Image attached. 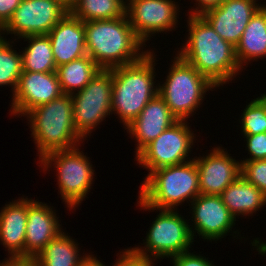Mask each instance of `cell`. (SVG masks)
<instances>
[{"instance_id":"32","label":"cell","mask_w":266,"mask_h":266,"mask_svg":"<svg viewBox=\"0 0 266 266\" xmlns=\"http://www.w3.org/2000/svg\"><path fill=\"white\" fill-rule=\"evenodd\" d=\"M170 262L173 266H216L205 256L189 251L171 257Z\"/></svg>"},{"instance_id":"9","label":"cell","mask_w":266,"mask_h":266,"mask_svg":"<svg viewBox=\"0 0 266 266\" xmlns=\"http://www.w3.org/2000/svg\"><path fill=\"white\" fill-rule=\"evenodd\" d=\"M111 102V69H101L82 90L72 94L73 124L83 139L87 140L97 126L112 115Z\"/></svg>"},{"instance_id":"4","label":"cell","mask_w":266,"mask_h":266,"mask_svg":"<svg viewBox=\"0 0 266 266\" xmlns=\"http://www.w3.org/2000/svg\"><path fill=\"white\" fill-rule=\"evenodd\" d=\"M145 177L137 200L142 210H177L184 201L191 203L200 194L199 173L194 159L154 170Z\"/></svg>"},{"instance_id":"11","label":"cell","mask_w":266,"mask_h":266,"mask_svg":"<svg viewBox=\"0 0 266 266\" xmlns=\"http://www.w3.org/2000/svg\"><path fill=\"white\" fill-rule=\"evenodd\" d=\"M68 12L61 0H22L0 35H47Z\"/></svg>"},{"instance_id":"2","label":"cell","mask_w":266,"mask_h":266,"mask_svg":"<svg viewBox=\"0 0 266 266\" xmlns=\"http://www.w3.org/2000/svg\"><path fill=\"white\" fill-rule=\"evenodd\" d=\"M86 52L104 70L140 60L145 45L135 34L128 17L85 21ZM142 50V51H141Z\"/></svg>"},{"instance_id":"30","label":"cell","mask_w":266,"mask_h":266,"mask_svg":"<svg viewBox=\"0 0 266 266\" xmlns=\"http://www.w3.org/2000/svg\"><path fill=\"white\" fill-rule=\"evenodd\" d=\"M246 141V149L249 158L240 161H252L266 159V132L255 135H243ZM251 156V157H250Z\"/></svg>"},{"instance_id":"5","label":"cell","mask_w":266,"mask_h":266,"mask_svg":"<svg viewBox=\"0 0 266 266\" xmlns=\"http://www.w3.org/2000/svg\"><path fill=\"white\" fill-rule=\"evenodd\" d=\"M24 116L29 121L31 137L38 150L39 159L50 152L81 146L84 142L73 124L70 94H62L49 103L33 108Z\"/></svg>"},{"instance_id":"14","label":"cell","mask_w":266,"mask_h":266,"mask_svg":"<svg viewBox=\"0 0 266 266\" xmlns=\"http://www.w3.org/2000/svg\"><path fill=\"white\" fill-rule=\"evenodd\" d=\"M63 94L56 72L22 71L16 90L12 94L11 108L14 116L24 115L39 105L49 103Z\"/></svg>"},{"instance_id":"28","label":"cell","mask_w":266,"mask_h":266,"mask_svg":"<svg viewBox=\"0 0 266 266\" xmlns=\"http://www.w3.org/2000/svg\"><path fill=\"white\" fill-rule=\"evenodd\" d=\"M239 120L243 135L266 132V93L246 105Z\"/></svg>"},{"instance_id":"22","label":"cell","mask_w":266,"mask_h":266,"mask_svg":"<svg viewBox=\"0 0 266 266\" xmlns=\"http://www.w3.org/2000/svg\"><path fill=\"white\" fill-rule=\"evenodd\" d=\"M220 196L235 219L241 215L253 216L266 205V195L241 175Z\"/></svg>"},{"instance_id":"29","label":"cell","mask_w":266,"mask_h":266,"mask_svg":"<svg viewBox=\"0 0 266 266\" xmlns=\"http://www.w3.org/2000/svg\"><path fill=\"white\" fill-rule=\"evenodd\" d=\"M240 162L241 176L266 195V159Z\"/></svg>"},{"instance_id":"10","label":"cell","mask_w":266,"mask_h":266,"mask_svg":"<svg viewBox=\"0 0 266 266\" xmlns=\"http://www.w3.org/2000/svg\"><path fill=\"white\" fill-rule=\"evenodd\" d=\"M188 124L187 120H178L146 145L135 156L139 167L141 165L151 173L163 167L193 160L194 158L189 157V153L196 142V135Z\"/></svg>"},{"instance_id":"25","label":"cell","mask_w":266,"mask_h":266,"mask_svg":"<svg viewBox=\"0 0 266 266\" xmlns=\"http://www.w3.org/2000/svg\"><path fill=\"white\" fill-rule=\"evenodd\" d=\"M101 70L94 60L86 55L56 68L63 94H74L82 90Z\"/></svg>"},{"instance_id":"24","label":"cell","mask_w":266,"mask_h":266,"mask_svg":"<svg viewBox=\"0 0 266 266\" xmlns=\"http://www.w3.org/2000/svg\"><path fill=\"white\" fill-rule=\"evenodd\" d=\"M28 41L27 47L21 52L22 71L26 72H56L52 46L48 35H29L20 39Z\"/></svg>"},{"instance_id":"23","label":"cell","mask_w":266,"mask_h":266,"mask_svg":"<svg viewBox=\"0 0 266 266\" xmlns=\"http://www.w3.org/2000/svg\"><path fill=\"white\" fill-rule=\"evenodd\" d=\"M78 245L62 231L31 262L34 266H80L87 254L83 252L82 256Z\"/></svg>"},{"instance_id":"3","label":"cell","mask_w":266,"mask_h":266,"mask_svg":"<svg viewBox=\"0 0 266 266\" xmlns=\"http://www.w3.org/2000/svg\"><path fill=\"white\" fill-rule=\"evenodd\" d=\"M155 56V52L149 49L140 60L111 69L112 114L118 115L124 128L158 95Z\"/></svg>"},{"instance_id":"37","label":"cell","mask_w":266,"mask_h":266,"mask_svg":"<svg viewBox=\"0 0 266 266\" xmlns=\"http://www.w3.org/2000/svg\"><path fill=\"white\" fill-rule=\"evenodd\" d=\"M64 6L70 10L79 0H61Z\"/></svg>"},{"instance_id":"16","label":"cell","mask_w":266,"mask_h":266,"mask_svg":"<svg viewBox=\"0 0 266 266\" xmlns=\"http://www.w3.org/2000/svg\"><path fill=\"white\" fill-rule=\"evenodd\" d=\"M230 155L227 149L218 146L213 147L206 156L194 157L200 194L220 195L241 175V162Z\"/></svg>"},{"instance_id":"13","label":"cell","mask_w":266,"mask_h":266,"mask_svg":"<svg viewBox=\"0 0 266 266\" xmlns=\"http://www.w3.org/2000/svg\"><path fill=\"white\" fill-rule=\"evenodd\" d=\"M189 206L192 208L191 223L194 222L189 225L193 240L194 236L199 235V238L201 236L203 240L212 242L232 233L236 219L224 205L220 195L199 194Z\"/></svg>"},{"instance_id":"34","label":"cell","mask_w":266,"mask_h":266,"mask_svg":"<svg viewBox=\"0 0 266 266\" xmlns=\"http://www.w3.org/2000/svg\"><path fill=\"white\" fill-rule=\"evenodd\" d=\"M196 8L190 9L191 11L188 12V15H201L204 11L208 10L209 8L218 6L224 0H194Z\"/></svg>"},{"instance_id":"18","label":"cell","mask_w":266,"mask_h":266,"mask_svg":"<svg viewBox=\"0 0 266 266\" xmlns=\"http://www.w3.org/2000/svg\"><path fill=\"white\" fill-rule=\"evenodd\" d=\"M177 121V117L159 94L151 99L139 116L125 127L130 138L137 142L134 155Z\"/></svg>"},{"instance_id":"20","label":"cell","mask_w":266,"mask_h":266,"mask_svg":"<svg viewBox=\"0 0 266 266\" xmlns=\"http://www.w3.org/2000/svg\"><path fill=\"white\" fill-rule=\"evenodd\" d=\"M10 201L0 210V242L8 258H24L28 198Z\"/></svg>"},{"instance_id":"31","label":"cell","mask_w":266,"mask_h":266,"mask_svg":"<svg viewBox=\"0 0 266 266\" xmlns=\"http://www.w3.org/2000/svg\"><path fill=\"white\" fill-rule=\"evenodd\" d=\"M124 249L118 253L114 266H154L153 259L137 255L132 249ZM122 253V254H121Z\"/></svg>"},{"instance_id":"21","label":"cell","mask_w":266,"mask_h":266,"mask_svg":"<svg viewBox=\"0 0 266 266\" xmlns=\"http://www.w3.org/2000/svg\"><path fill=\"white\" fill-rule=\"evenodd\" d=\"M235 55L241 69L250 61L266 58V5H262L247 24Z\"/></svg>"},{"instance_id":"33","label":"cell","mask_w":266,"mask_h":266,"mask_svg":"<svg viewBox=\"0 0 266 266\" xmlns=\"http://www.w3.org/2000/svg\"><path fill=\"white\" fill-rule=\"evenodd\" d=\"M22 0H0V30L11 19L15 9Z\"/></svg>"},{"instance_id":"6","label":"cell","mask_w":266,"mask_h":266,"mask_svg":"<svg viewBox=\"0 0 266 266\" xmlns=\"http://www.w3.org/2000/svg\"><path fill=\"white\" fill-rule=\"evenodd\" d=\"M171 63L165 82L158 84V94L178 120H187L200 109L206 92L217 87L177 54Z\"/></svg>"},{"instance_id":"36","label":"cell","mask_w":266,"mask_h":266,"mask_svg":"<svg viewBox=\"0 0 266 266\" xmlns=\"http://www.w3.org/2000/svg\"><path fill=\"white\" fill-rule=\"evenodd\" d=\"M80 266H106L97 257L88 253L86 257L82 260ZM114 266V264H113Z\"/></svg>"},{"instance_id":"12","label":"cell","mask_w":266,"mask_h":266,"mask_svg":"<svg viewBox=\"0 0 266 266\" xmlns=\"http://www.w3.org/2000/svg\"><path fill=\"white\" fill-rule=\"evenodd\" d=\"M179 9L174 0H130L126 15L135 34L146 45L159 32L166 34L178 28Z\"/></svg>"},{"instance_id":"19","label":"cell","mask_w":266,"mask_h":266,"mask_svg":"<svg viewBox=\"0 0 266 266\" xmlns=\"http://www.w3.org/2000/svg\"><path fill=\"white\" fill-rule=\"evenodd\" d=\"M56 67L87 55L84 22L68 12L47 34Z\"/></svg>"},{"instance_id":"1","label":"cell","mask_w":266,"mask_h":266,"mask_svg":"<svg viewBox=\"0 0 266 266\" xmlns=\"http://www.w3.org/2000/svg\"><path fill=\"white\" fill-rule=\"evenodd\" d=\"M187 19L188 38L180 50L178 48L177 55L218 89L240 75L242 69L236 59L235 47L223 40L202 15H189Z\"/></svg>"},{"instance_id":"15","label":"cell","mask_w":266,"mask_h":266,"mask_svg":"<svg viewBox=\"0 0 266 266\" xmlns=\"http://www.w3.org/2000/svg\"><path fill=\"white\" fill-rule=\"evenodd\" d=\"M256 2L258 0H224L201 15L223 40L236 47L250 19L263 5Z\"/></svg>"},{"instance_id":"35","label":"cell","mask_w":266,"mask_h":266,"mask_svg":"<svg viewBox=\"0 0 266 266\" xmlns=\"http://www.w3.org/2000/svg\"><path fill=\"white\" fill-rule=\"evenodd\" d=\"M0 266H34L31 260L24 258H5L0 261Z\"/></svg>"},{"instance_id":"17","label":"cell","mask_w":266,"mask_h":266,"mask_svg":"<svg viewBox=\"0 0 266 266\" xmlns=\"http://www.w3.org/2000/svg\"><path fill=\"white\" fill-rule=\"evenodd\" d=\"M53 206L28 199L24 259L33 260L37 254L62 231Z\"/></svg>"},{"instance_id":"7","label":"cell","mask_w":266,"mask_h":266,"mask_svg":"<svg viewBox=\"0 0 266 266\" xmlns=\"http://www.w3.org/2000/svg\"><path fill=\"white\" fill-rule=\"evenodd\" d=\"M79 147L50 152L39 159L42 171L52 168V165L56 169L58 192L69 210L81 205L94 182L95 170Z\"/></svg>"},{"instance_id":"26","label":"cell","mask_w":266,"mask_h":266,"mask_svg":"<svg viewBox=\"0 0 266 266\" xmlns=\"http://www.w3.org/2000/svg\"><path fill=\"white\" fill-rule=\"evenodd\" d=\"M126 7L123 0H79L69 12L85 22L127 16Z\"/></svg>"},{"instance_id":"8","label":"cell","mask_w":266,"mask_h":266,"mask_svg":"<svg viewBox=\"0 0 266 266\" xmlns=\"http://www.w3.org/2000/svg\"><path fill=\"white\" fill-rule=\"evenodd\" d=\"M159 214L152 222L143 247L131 249L142 257L157 260L171 258L190 251L193 242L189 222L177 210L158 209Z\"/></svg>"},{"instance_id":"27","label":"cell","mask_w":266,"mask_h":266,"mask_svg":"<svg viewBox=\"0 0 266 266\" xmlns=\"http://www.w3.org/2000/svg\"><path fill=\"white\" fill-rule=\"evenodd\" d=\"M14 41H7L0 35V86H10L12 94L16 90L22 74V56L13 48Z\"/></svg>"}]
</instances>
